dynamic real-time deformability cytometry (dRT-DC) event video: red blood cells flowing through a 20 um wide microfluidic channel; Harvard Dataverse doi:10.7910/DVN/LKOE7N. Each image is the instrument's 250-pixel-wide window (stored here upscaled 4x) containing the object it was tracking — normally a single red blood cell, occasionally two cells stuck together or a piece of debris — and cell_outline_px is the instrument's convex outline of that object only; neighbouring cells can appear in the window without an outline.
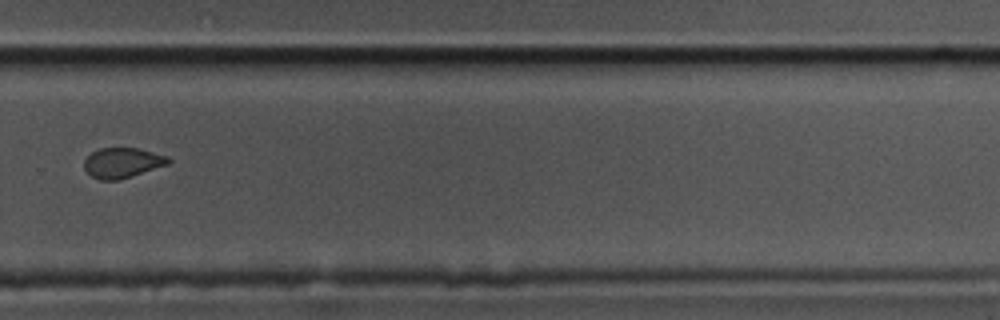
{"species": "common noctule bat (a hibernating species)", "species_latin": "Nyctalus noctula", "temperature_condition": "cold", "stored_images_in_passage": 15, "camera_frame_rate_fps": 3000, "um_per_image_px": 0.085, "animal": {"sex": "male", "body_mass_g": 17.5, "forearm_length_mm": 52.3}, "frame": {"image": 1, "passage_image": 11, "time_ms": 3.333, "image_size_px": [1000, 320], "cell_outline_px": [[172, 160], [168, 164], [132, 176], [116, 180], [100, 180], [92, 176], [84, 168], [84, 160], [92, 152], [100, 148], [140, 148], [168, 156]], "centroid_in_image_um": [10.42, 13.82], "position_along_channel_um": 319.4, "area_um2": 14.74}}
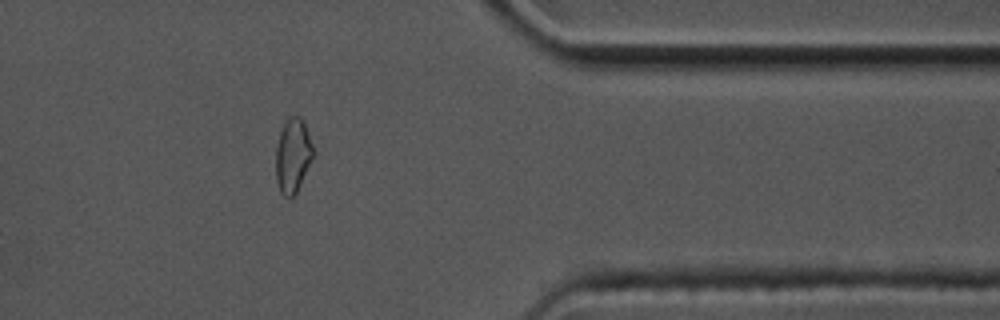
{"frame": {"image": 2, "passage_image": 13, "time_ms": 4.0, "image_size_px": [1000, 320], "cell_outline_px": [[316, 152], [292, 200], [288, 200], [280, 192], [276, 180], [276, 148], [280, 132], [288, 116], [300, 116], [304, 120]], "centroid_in_image_um": [24.91, 13.23], "position_along_channel_um": 386.5, "area_um2": 16.53}}
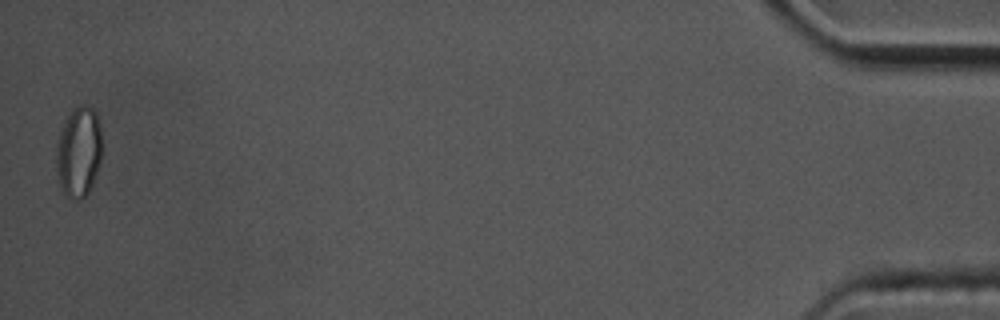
{"frame": {"image": 3, "passage_image": 15, "time_ms": 4.667, "image_size_px": [1000, 320], "cell_outline_px": [[100, 160], [92, 184], [88, 192], [80, 200], [68, 196], [60, 188], [56, 172], [56, 144], [64, 120], [76, 108], [84, 104], [92, 108], [96, 112], [100, 128]], "centroid_in_image_um": [6.66, 12.92], "position_along_channel_um": 428.5, "area_um2": 23.76}}